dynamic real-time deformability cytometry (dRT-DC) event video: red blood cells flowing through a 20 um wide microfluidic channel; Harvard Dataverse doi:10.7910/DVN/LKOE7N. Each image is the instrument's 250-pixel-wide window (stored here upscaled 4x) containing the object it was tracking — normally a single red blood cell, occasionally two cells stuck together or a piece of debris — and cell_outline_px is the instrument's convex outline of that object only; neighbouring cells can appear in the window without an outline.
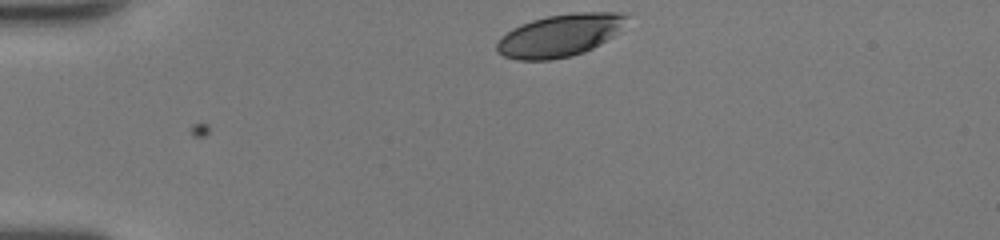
{"species": "human", "species_latin": "Homo sapiens", "temperature_condition": "room temperature", "stored_images_in_passage": 33, "camera_frame_rate_fps": 3000, "um_per_image_px": 0.085, "donor": {"sex": "female"}, "frame": {"image": 1, "passage_image": 1, "time_ms": 0.0, "image_size_px": [1000, 240], "cell_outline_px": [[628, 16], [612, 36], [600, 44], [584, 52], [572, 56], [548, 60], [516, 60], [504, 56], [496, 52], [496, 44], [500, 36], [512, 28], [520, 24], [532, 20], [548, 16], [576, 12], [628, 12]], "centroid_in_image_um": [47.52, 3.01], "position_along_channel_um": 37.5, "area_um2": 32.02}}
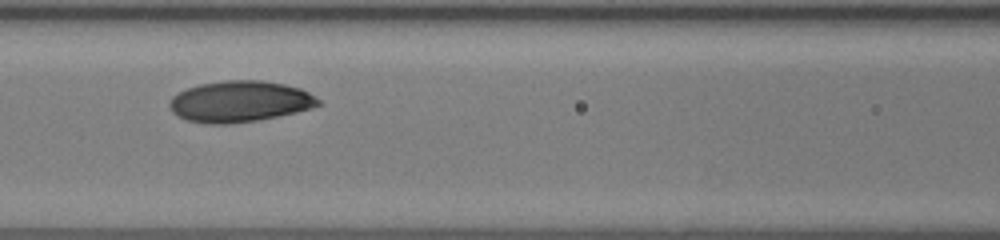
{"frame": {"image": 2, "passage_image": 13, "time_ms": 4.0, "image_size_px": [1000, 240], "cell_outline_px": [[320, 104], [312, 108], [296, 112], [256, 120], [228, 124], [208, 124], [188, 120], [172, 112], [168, 104], [172, 96], [188, 88], [200, 84], [224, 80], [260, 80], [284, 84], [300, 88], [308, 92], [320, 100]], "centroid_in_image_um": [20.37, 8.62], "position_along_channel_um": 146.2, "area_um2": 35.43}}
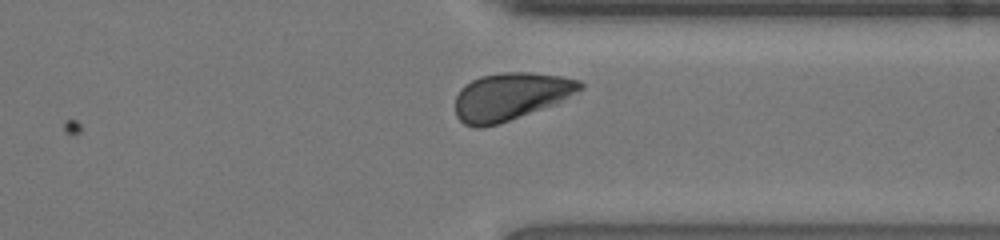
{"frame": {"image": 3, "passage_image": 29, "time_ms": 9.333, "image_size_px": [1000, 240], "cell_outline_px": [[584, 88], [556, 104], [484, 128], [476, 128], [464, 124], [456, 116], [456, 96], [460, 88], [472, 80], [480, 76], [504, 72], [528, 72], [560, 76], [580, 80], [584, 84]], "centroid_in_image_um": [43.4, 8.19], "position_along_channel_um": 368.0, "area_um2": 34.51}, "authors_computed_cell_mechanics": {"area_um2": 34.5066, "velocity_mm_per_s": 4.1341, "shape_relaxation_time_tau1_ms": 3.5145, "shape_relaxation_time_tau2_ms": 1.9055, "deformation_change_tau1": 0.1421, "deformation_change_tau2": 0.034}}